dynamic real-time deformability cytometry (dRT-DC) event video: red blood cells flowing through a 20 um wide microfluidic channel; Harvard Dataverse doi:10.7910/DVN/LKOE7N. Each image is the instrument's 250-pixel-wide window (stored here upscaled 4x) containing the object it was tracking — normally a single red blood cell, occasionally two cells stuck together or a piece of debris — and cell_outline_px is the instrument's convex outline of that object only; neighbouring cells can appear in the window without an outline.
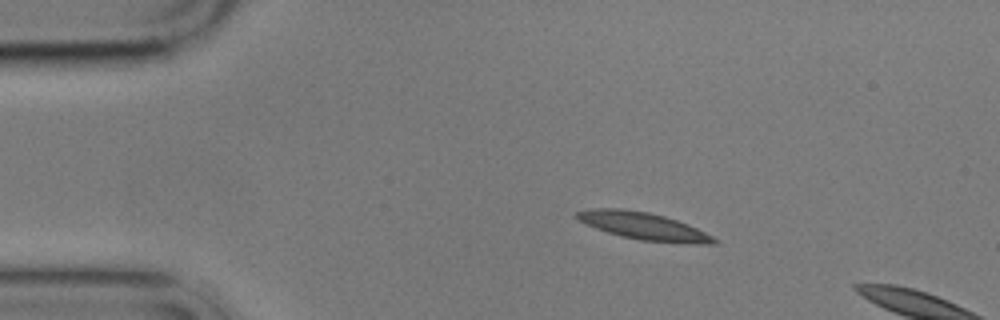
{"species": "common noctule bat (a hibernating species)", "species_latin": "Nyctalus noctula", "temperature_condition": "cold", "stored_images_in_passage": 4, "camera_frame_rate_fps": 3000, "um_per_image_px": 0.085, "animal": {"sex": "male", "body_mass_g": 17.9}, "frame": {"image": 1, "passage_image": 2, "time_ms": 1.0, "image_size_px": [1000, 320], "cell_outline_px": [[720, 244], [696, 244], [640, 240], [620, 236], [596, 228], [572, 216], [576, 212], [588, 208], [624, 208], [648, 212], [664, 216], [688, 224], [720, 240]], "centroid_in_image_um": [54.71, 19.21], "position_along_channel_um": 30.3, "area_um2": 21.91}}